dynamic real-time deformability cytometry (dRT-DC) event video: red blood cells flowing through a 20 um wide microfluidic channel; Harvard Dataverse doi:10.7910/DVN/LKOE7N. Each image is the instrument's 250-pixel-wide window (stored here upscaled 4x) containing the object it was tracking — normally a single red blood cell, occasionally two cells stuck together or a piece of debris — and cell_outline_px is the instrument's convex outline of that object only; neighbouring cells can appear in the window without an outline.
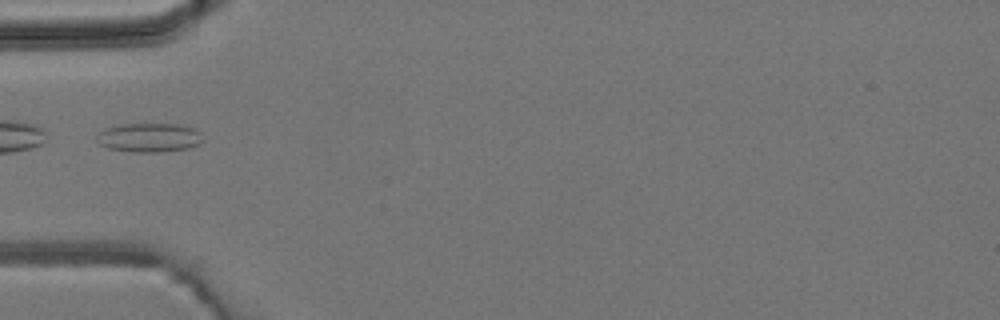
{"species": "common noctule bat (a hibernating species)", "species_latin": "Nyctalus noctula", "temperature_condition": "room temperature", "stored_images_in_passage": 5, "camera_frame_rate_fps": 3000, "um_per_image_px": 0.085, "animal": {"sex": "male", "body_mass_g": 19.2, "forearm_length_mm": 51.8}, "frame": {"image": 1, "passage_image": 5, "time_ms": 4.667, "image_size_px": [1000, 320], "cell_outline_px": [[204, 140], [200, 144], [188, 148], [160, 152], [132, 152], [108, 148], [100, 144], [96, 140], [96, 136], [104, 128], [116, 124], [176, 124], [196, 128], [200, 132]], "centroid_in_image_um": [12.68, 11.69], "position_along_channel_um": 72.3, "area_um2": 18.21}}